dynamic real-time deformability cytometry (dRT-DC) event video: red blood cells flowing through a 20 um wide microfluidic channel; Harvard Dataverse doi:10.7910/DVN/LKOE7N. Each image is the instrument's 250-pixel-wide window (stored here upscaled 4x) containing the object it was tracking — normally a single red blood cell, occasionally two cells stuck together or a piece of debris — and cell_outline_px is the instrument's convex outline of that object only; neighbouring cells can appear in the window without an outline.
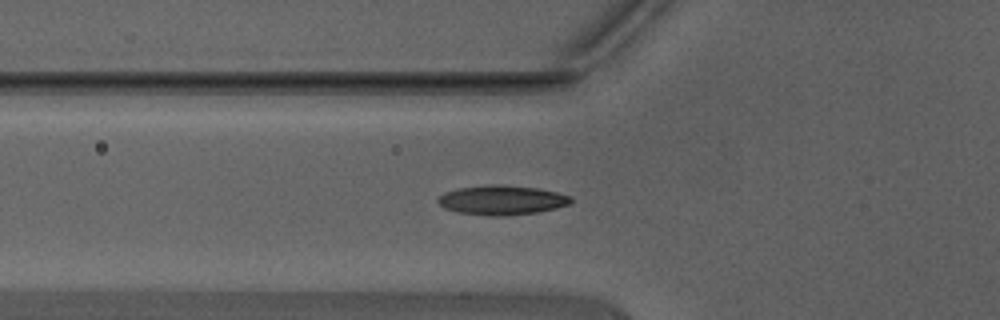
{"species": "Egyptian fruit bat (a non-hibernating species)", "species_latin": "Rousettus aegyptiacus", "temperature_condition": "warm", "stored_images_in_passage": 31, "camera_frame_rate_fps": 3000, "um_per_image_px": 0.085, "animal": {"sex": "male"}, "frame": {"image": 1, "passage_image": 2, "time_ms": 0.333, "image_size_px": [1000, 320], "cell_outline_px": [[572, 200], [568, 204], [556, 208], [536, 212], [504, 216], [488, 216], [460, 212], [444, 208], [436, 200], [444, 192], [456, 188], [488, 184], [500, 184], [540, 188], [572, 196]], "centroid_in_image_um": [42.64, 16.99], "position_along_channel_um": 83.2, "area_um2": 22.95}}
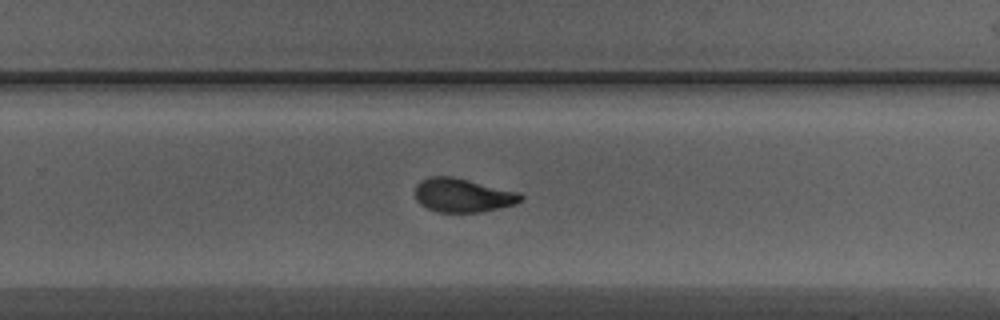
{"frame": {"image": 2, "passage_image": 16, "time_ms": 5.0, "image_size_px": [1000, 320], "cell_outline_px": [[524, 196], [516, 204], [484, 212], [436, 212], [420, 204], [416, 200], [416, 184], [420, 180], [428, 176], [452, 176], [520, 192]], "centroid_in_image_um": [39.33, 16.59], "position_along_channel_um": 290.5, "area_um2": 20.98}}
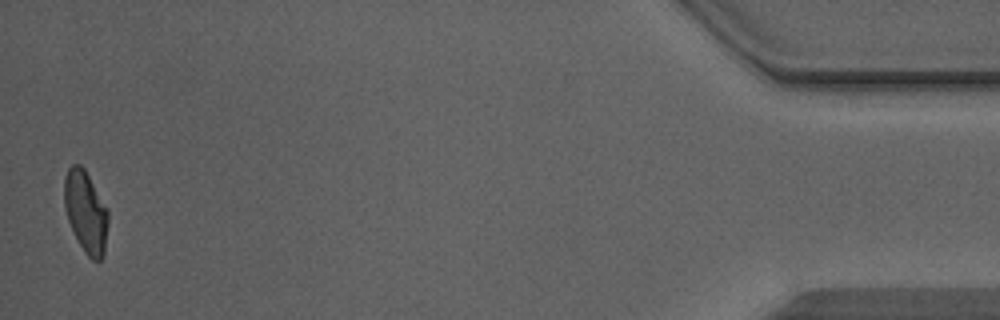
{"frame": {"image": 3, "passage_image": 31, "time_ms": 10.0, "image_size_px": [1000, 320], "cell_outline_px": [[108, 220], [104, 252], [100, 260], [92, 260], [84, 252], [68, 220], [64, 208], [64, 176], [68, 168], [72, 164], [80, 164], [84, 168], [108, 208]], "centroid_in_image_um": [7.28, 17.96], "position_along_channel_um": 427.9, "area_um2": 20.87}, "authors_computed_cell_mechanics": {"area_um2": 21.2704, "velocity_mm_per_s": 4.4432, "shape_relaxation_time_tau1_ms": 8.706, "shape_relaxation_time_tau2_ms": 1.1782, "deformation_change_tau1": 0.2324, "deformation_change_tau2": 0.0715}}